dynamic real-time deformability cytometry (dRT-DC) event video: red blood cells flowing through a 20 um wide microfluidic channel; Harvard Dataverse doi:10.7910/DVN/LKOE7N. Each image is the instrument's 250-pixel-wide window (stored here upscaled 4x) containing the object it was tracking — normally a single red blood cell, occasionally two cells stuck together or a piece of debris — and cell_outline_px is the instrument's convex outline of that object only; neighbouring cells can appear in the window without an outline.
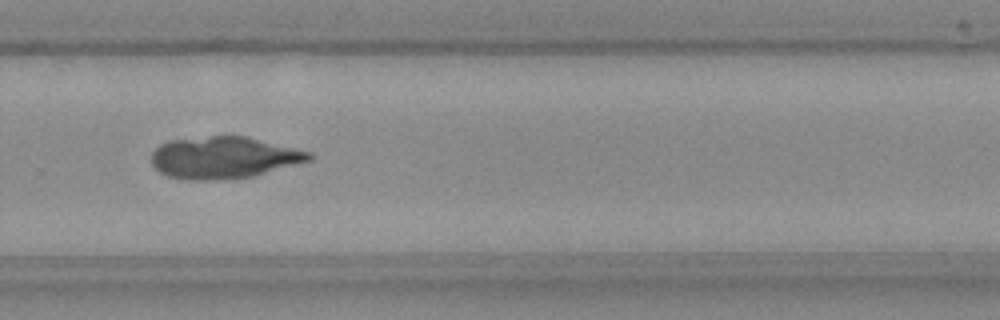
{"species": "Egyptian fruit bat (a non-hibernating species)", "species_latin": "Rousettus aegyptiacus", "temperature_condition": "room temperature", "stored_images_in_passage": 39, "camera_frame_rate_fps": 3000, "um_per_image_px": 0.085, "frame": {"image": 1, "passage_image": 22, "time_ms": 7.0, "image_size_px": [1000, 320], "cell_outline_px": [[312, 160], [252, 176], [212, 180], [188, 180], [168, 176], [160, 172], [152, 164], [152, 152], [160, 144], [172, 140], [212, 136], [244, 136], [312, 152]], "centroid_in_image_um": [19.01, 13.39], "position_along_channel_um": 310.8, "area_um2": 38.03}}
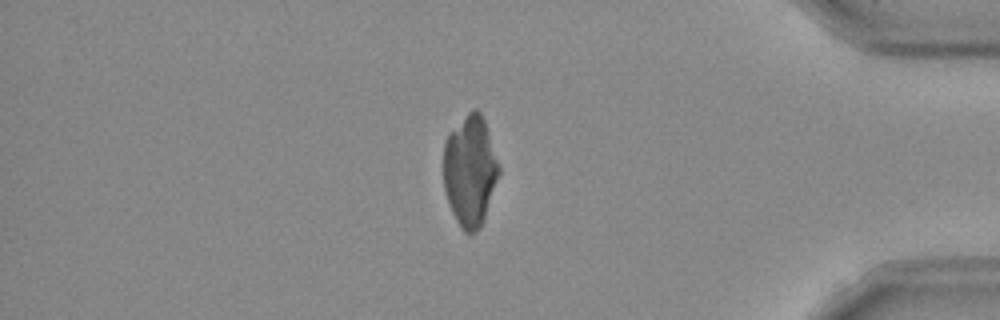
{"frame": {"image": 2, "passage_image": 31, "time_ms": 10.0, "image_size_px": [1000, 320], "cell_outline_px": [[500, 172], [480, 228], [476, 232], [468, 236], [464, 232], [456, 220], [452, 212], [444, 188], [444, 144], [448, 136], [468, 112], [472, 108], [476, 108], [480, 112], [484, 120], [500, 168]], "centroid_in_image_um": [39.95, 14.55], "position_along_channel_um": 395.2, "area_um2": 35.26}}
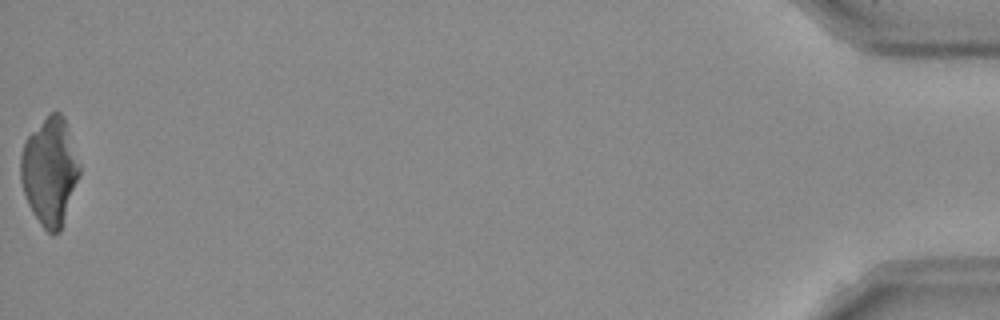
{"frame": {"image": 3, "passage_image": 39, "time_ms": 12.667, "image_size_px": [1000, 320], "cell_outline_px": [[80, 176], [60, 232], [52, 236], [40, 224], [32, 212], [28, 204], [20, 180], [20, 156], [24, 140], [52, 112], [60, 112], [64, 116], [80, 164]], "centroid_in_image_um": [4.23, 14.6], "position_along_channel_um": 431.0, "area_um2": 36.93}}